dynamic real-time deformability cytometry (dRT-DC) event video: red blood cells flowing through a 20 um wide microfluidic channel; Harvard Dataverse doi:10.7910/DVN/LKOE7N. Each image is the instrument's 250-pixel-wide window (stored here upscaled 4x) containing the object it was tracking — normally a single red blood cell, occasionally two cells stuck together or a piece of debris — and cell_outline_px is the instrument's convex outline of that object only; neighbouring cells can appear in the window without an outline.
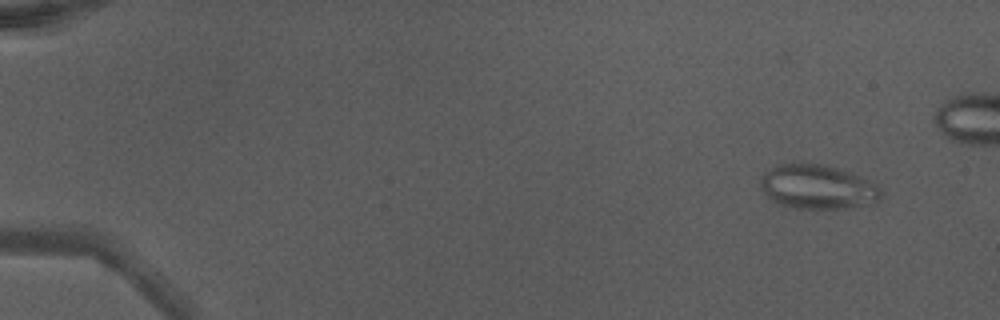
{"species": "Egyptian fruit bat (a non-hibernating species)", "species_latin": "Rousettus aegyptiacus", "temperature_condition": "warm", "stored_images_in_passage": 11, "camera_frame_rate_fps": 3000, "um_per_image_px": 0.085, "animal": {"sex": "male"}, "frame": {"image": 1, "passage_image": 4, "time_ms": 1.0, "image_size_px": [1000, 320], "cell_outline_px": [[880, 196], [876, 200], [848, 208], [796, 208], [780, 204], [768, 196], [764, 192], [760, 184], [760, 180], [772, 168], [780, 164], [824, 164], [860, 176], [876, 184], [880, 188]], "centroid_in_image_um": [69.49, 15.89], "position_along_channel_um": 15.5, "area_um2": 30.11}}